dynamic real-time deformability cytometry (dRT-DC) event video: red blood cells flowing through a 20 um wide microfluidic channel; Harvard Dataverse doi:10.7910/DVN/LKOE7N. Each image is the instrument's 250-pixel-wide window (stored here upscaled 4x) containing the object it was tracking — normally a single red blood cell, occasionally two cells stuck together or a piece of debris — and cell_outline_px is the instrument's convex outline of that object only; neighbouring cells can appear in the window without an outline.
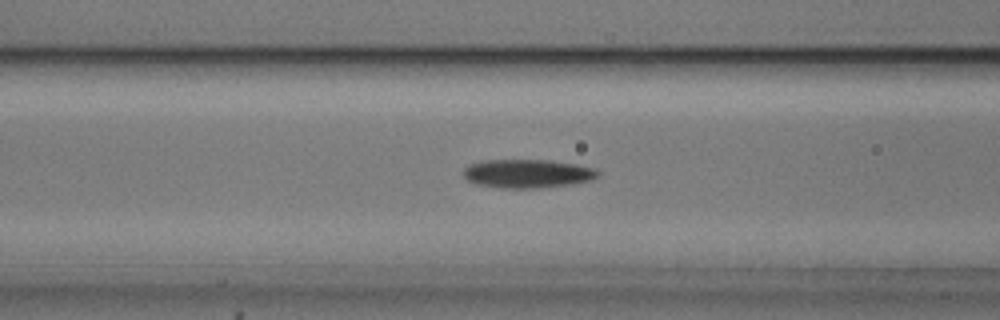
{"species": "common noctule bat (a hibernating species)", "species_latin": "Nyctalus noctula", "temperature_condition": "cold", "stored_images_in_passage": 44, "camera_frame_rate_fps": 3000, "um_per_image_px": 0.085, "animal": {"sex": "male", "body_mass_g": 20.5, "forearm_length_mm": 52.5}, "frame": {"image": 1, "passage_image": 15, "time_ms": 4.667, "image_size_px": [1000, 320], "cell_outline_px": [[600, 176], [592, 180], [568, 184], [536, 188], [504, 188], [476, 184], [468, 180], [464, 176], [464, 168], [468, 164], [480, 160], [548, 160], [576, 164], [596, 168], [600, 172]], "centroid_in_image_um": [44.84, 14.74], "position_along_channel_um": 121.8, "area_um2": 22.48}}
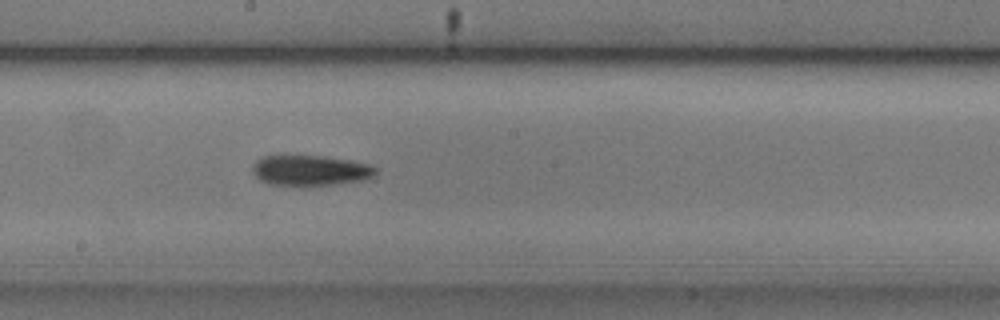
{"frame": {"image": 2, "passage_image": 23, "time_ms": 7.333, "image_size_px": [1000, 320], "cell_outline_px": [[380, 168], [372, 176], [364, 180], [332, 184], [268, 184], [260, 180], [252, 172], [252, 164], [256, 160], [264, 156], [320, 156], [348, 160], [368, 164]], "centroid_in_image_um": [26.37, 14.47], "position_along_channel_um": 221.8, "area_um2": 21.39}}
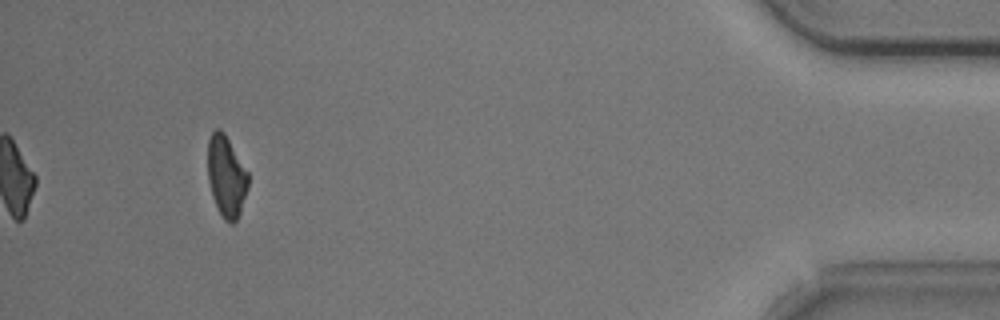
{"frame": {"image": 3, "passage_image": 44, "time_ms": 14.333, "image_size_px": [1000, 320], "cell_outline_px": [[248, 188], [240, 212], [236, 220], [232, 224], [224, 220], [212, 196], [208, 180], [208, 140], [212, 132], [216, 128], [220, 128], [224, 132], [248, 172]], "centroid_in_image_um": [19.23, 14.97], "position_along_channel_um": 416.0, "area_um2": 19.02}, "authors_computed_cell_mechanics": {"area_um2": 21.675, "velocity_mm_per_s": 3.7416, "shape_relaxation_time_tau1_ms": 4.428, "shape_relaxation_time_tau2_ms": null, "deformation_change_tau1": 0.1139, "deformation_change_tau2": null}}